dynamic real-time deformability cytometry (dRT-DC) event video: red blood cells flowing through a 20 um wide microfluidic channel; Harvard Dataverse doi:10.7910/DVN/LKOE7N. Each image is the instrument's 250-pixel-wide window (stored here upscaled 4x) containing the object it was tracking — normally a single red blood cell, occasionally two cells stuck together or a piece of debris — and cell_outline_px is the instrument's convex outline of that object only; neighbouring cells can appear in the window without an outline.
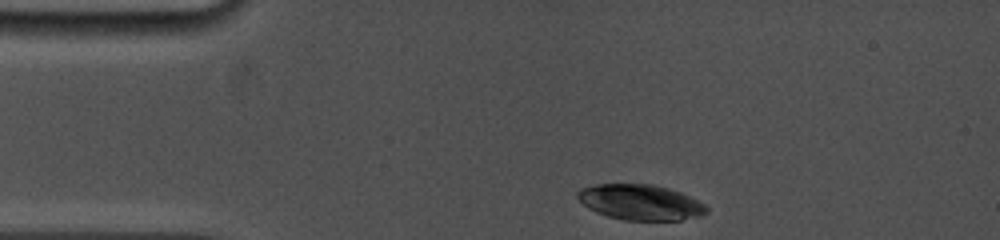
{"species": "common noctule bat (a hibernating species)", "species_latin": "Nyctalus noctula", "temperature_condition": "cold", "stored_images_in_passage": 4, "camera_frame_rate_fps": 5000, "um_per_image_px": 0.085, "animal": {"sex": "female", "body_mass_g": 19.0, "forearm_length_mm": 53.3}, "frame": {"image": 1, "passage_image": 1, "time_ms": 0.0, "image_size_px": [1000, 240], "cell_outline_px": [[708, 212], [700, 216], [680, 220], [624, 220], [608, 216], [596, 212], [588, 208], [576, 196], [576, 192], [580, 188], [596, 184], [652, 184], [668, 188], [680, 192], [704, 204], [708, 208]], "centroid_in_image_um": [54.41, 17.19], "position_along_channel_um": 30.6, "area_um2": 26.59}}